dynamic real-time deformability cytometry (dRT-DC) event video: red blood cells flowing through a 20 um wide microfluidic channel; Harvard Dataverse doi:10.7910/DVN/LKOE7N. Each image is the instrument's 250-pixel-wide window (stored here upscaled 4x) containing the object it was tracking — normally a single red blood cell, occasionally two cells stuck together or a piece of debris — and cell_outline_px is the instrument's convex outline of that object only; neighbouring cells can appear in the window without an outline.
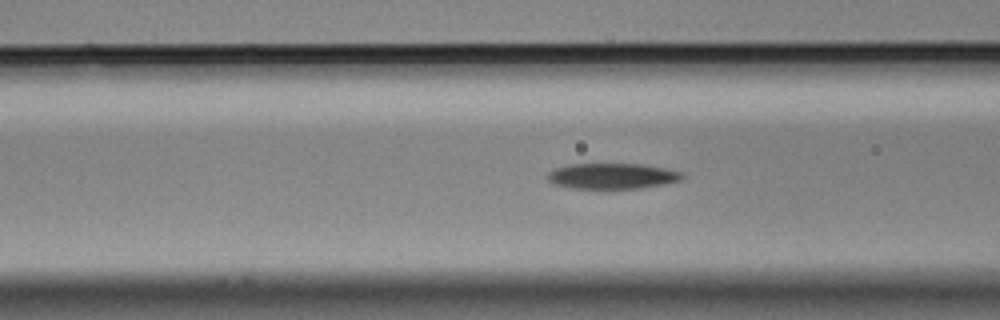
{"species": "Egyptian fruit bat (a non-hibernating species)", "species_latin": "Rousettus aegyptiacus", "temperature_condition": "cold", "stored_images_in_passage": 52, "camera_frame_rate_fps": 3000, "um_per_image_px": 0.085, "animal": {"sex": "male"}, "frame": {"image": 1, "passage_image": 16, "time_ms": 5.0, "image_size_px": [1000, 320], "cell_outline_px": [[684, 176], [680, 180], [664, 184], [640, 188], [572, 188], [552, 184], [548, 180], [548, 172], [556, 168], [568, 164], [640, 164], [664, 168], [680, 172]], "centroid_in_image_um": [52.0, 14.96], "position_along_channel_um": 114.6, "area_um2": 19.94}}
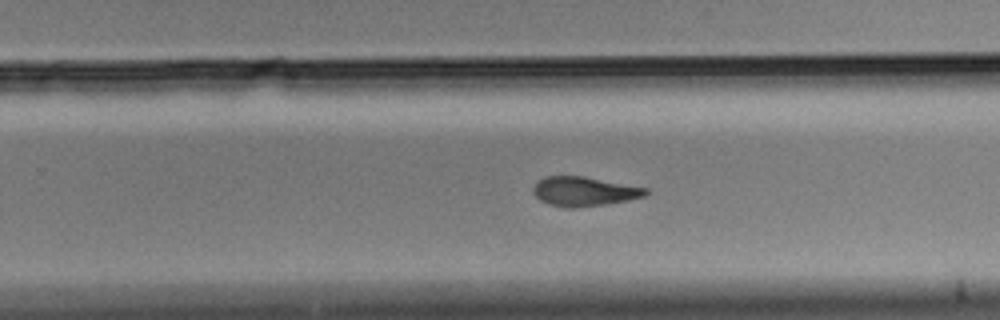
{"frame": {"image": 2, "passage_image": 30, "time_ms": 9.667, "image_size_px": [1000, 320], "cell_outline_px": [[652, 192], [644, 196], [628, 200], [604, 204], [572, 208], [564, 208], [548, 204], [540, 200], [532, 192], [532, 188], [536, 180], [544, 176], [584, 176], [648, 188]], "centroid_in_image_um": [49.63, 16.26], "position_along_channel_um": 280.2, "area_um2": 19.48}}
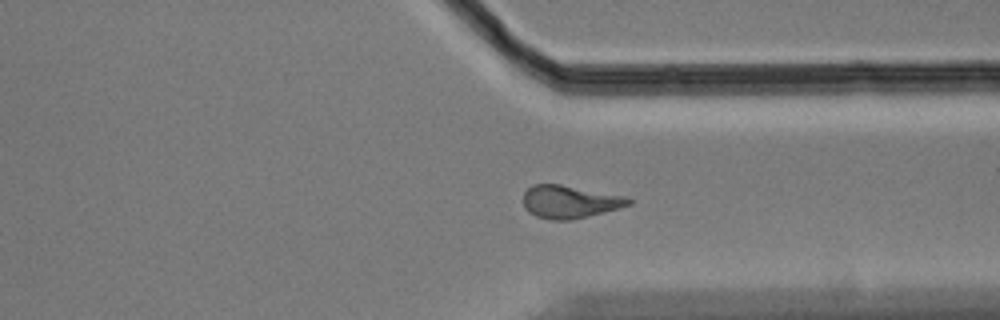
{"frame": {"image": 3, "passage_image": 37, "time_ms": 12.0, "image_size_px": [1000, 320], "cell_outline_px": [[632, 204], [620, 208], [572, 220], [552, 220], [536, 216], [528, 212], [524, 208], [524, 192], [532, 184], [560, 184], [624, 196], [632, 200]], "centroid_in_image_um": [48.41, 17.15], "position_along_channel_um": 363.0, "area_um2": 20.11}, "authors_computed_cell_mechanics": {"area_um2": 20.4034, "velocity_mm_per_s": 3.5456, "shape_relaxation_time_tau1_ms": 6.4902, "shape_relaxation_time_tau2_ms": 3.0068, "deformation_change_tau1": 0.1965, "deformation_change_tau2": 0.1106}}